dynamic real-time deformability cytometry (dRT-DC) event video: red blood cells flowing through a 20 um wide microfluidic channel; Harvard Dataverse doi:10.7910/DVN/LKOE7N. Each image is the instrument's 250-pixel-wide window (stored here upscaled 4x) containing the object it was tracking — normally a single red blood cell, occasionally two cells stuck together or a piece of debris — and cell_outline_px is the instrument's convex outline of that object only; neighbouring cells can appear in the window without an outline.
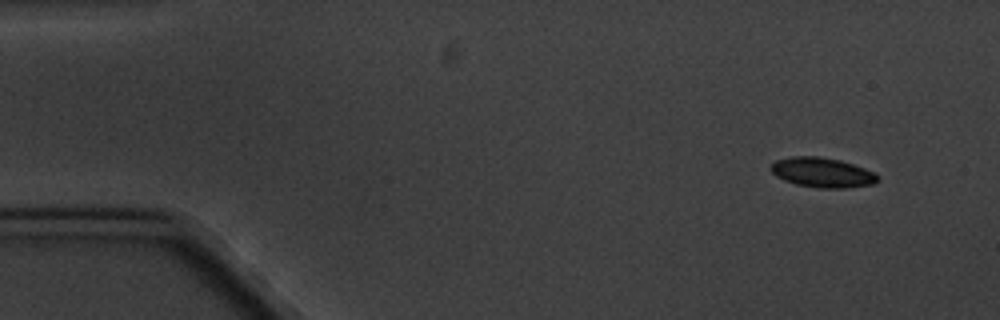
{"species": "common noctule bat (a hibernating species)", "species_latin": "Nyctalus noctula", "temperature_condition": "cold", "stored_images_in_passage": 10, "camera_frame_rate_fps": 3000, "um_per_image_px": 0.085, "animal": {"sex": "male", "body_mass_g": 20.1, "forearm_length_mm": 53.5}, "frame": {"image": 1, "passage_image": 1, "time_ms": 0.0, "image_size_px": [1000, 320], "cell_outline_px": [[880, 180], [876, 184], [844, 188], [820, 188], [796, 184], [784, 180], [776, 176], [768, 168], [776, 160], [792, 156], [820, 156], [840, 160], [864, 168], [880, 176]], "centroid_in_image_um": [69.9, 14.66], "position_along_channel_um": 15.1, "area_um2": 18.67}}
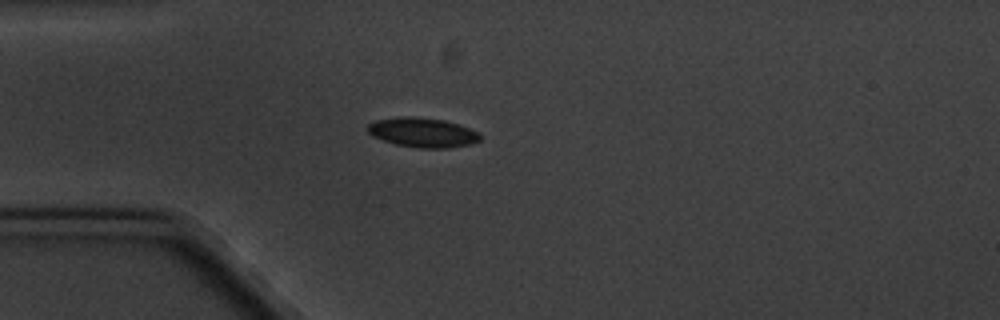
{"frame": {"image": 2, "passage_image": 4, "time_ms": 3.667, "image_size_px": [1000, 320], "cell_outline_px": [[480, 140], [468, 144], [444, 148], [420, 148], [396, 144], [372, 136], [368, 132], [368, 124], [376, 120], [400, 116], [412, 116], [444, 120], [468, 128], [476, 132], [480, 136]], "centroid_in_image_um": [35.87, 11.25], "position_along_channel_um": 49.1, "area_um2": 19.02}}
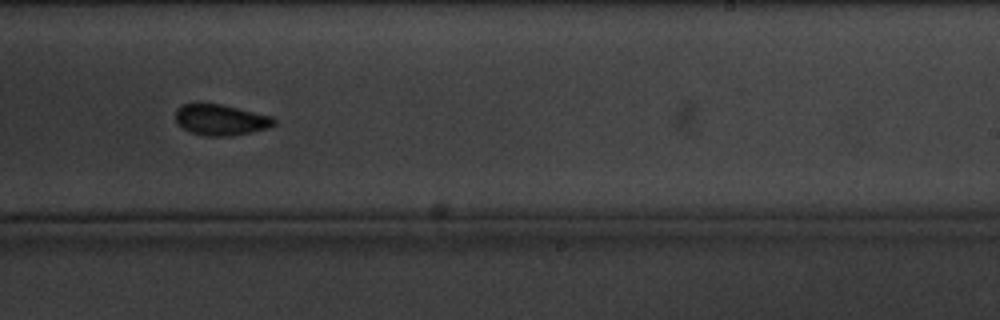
{"frame": {"image": 3, "passage_image": 10, "time_ms": 10.667, "image_size_px": [1000, 320], "cell_outline_px": [[276, 124], [268, 128], [232, 136], [204, 136], [192, 132], [184, 128], [176, 120], [176, 108], [184, 104], [220, 104], [272, 116], [276, 120]], "centroid_in_image_um": [18.79, 10.19], "position_along_channel_um": 270.2, "area_um2": 17.51}}